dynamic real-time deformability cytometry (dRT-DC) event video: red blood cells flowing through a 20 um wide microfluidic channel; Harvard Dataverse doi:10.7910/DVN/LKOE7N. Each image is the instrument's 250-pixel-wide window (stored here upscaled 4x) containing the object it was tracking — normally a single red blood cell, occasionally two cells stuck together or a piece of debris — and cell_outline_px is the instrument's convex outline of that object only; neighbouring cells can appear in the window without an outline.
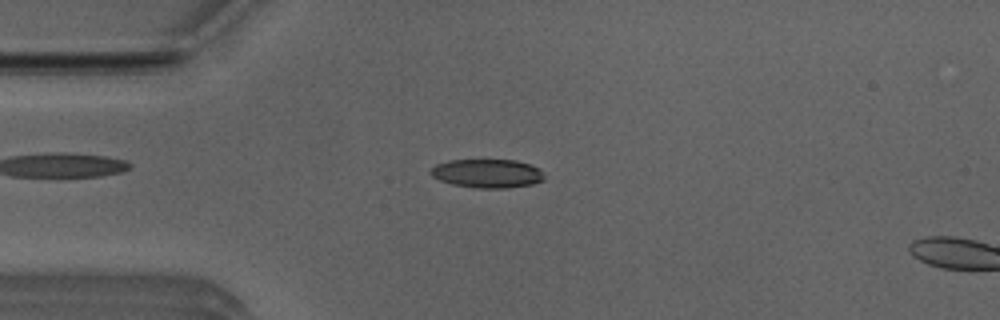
{"species": "Egyptian fruit bat (a non-hibernating species)", "species_latin": "Rousettus aegyptiacus", "temperature_condition": "room temperature", "stored_images_in_passage": 42, "camera_frame_rate_fps": 3000, "um_per_image_px": 0.085, "animal": {"sex": "male"}, "frame": {"image": 1, "passage_image": 11, "time_ms": 3.333, "image_size_px": [1000, 320], "cell_outline_px": [[544, 180], [532, 184], [508, 188], [476, 188], [452, 184], [440, 180], [432, 176], [428, 172], [436, 164], [448, 160], [516, 160], [540, 168], [544, 176]], "centroid_in_image_um": [41.41, 14.74], "position_along_channel_um": 43.6, "area_um2": 19.07}}
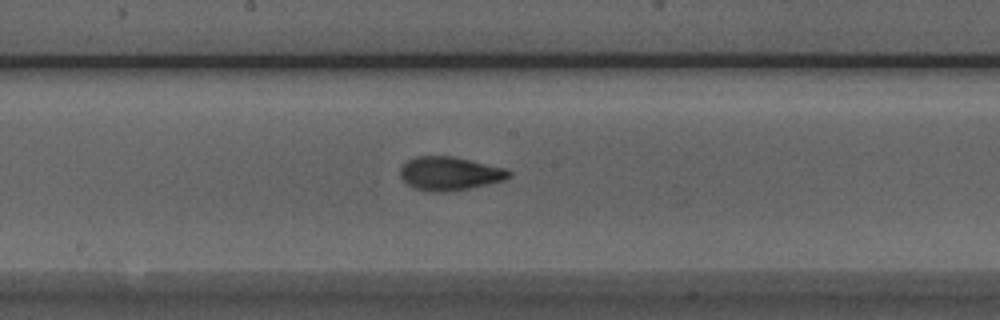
{"frame": {"image": 2, "passage_image": 25, "time_ms": 8.0, "image_size_px": [1000, 320], "cell_outline_px": [[512, 176], [504, 180], [488, 184], [468, 188], [444, 192], [428, 192], [412, 188], [400, 176], [400, 168], [408, 160], [416, 156], [452, 156], [504, 168], [512, 172]], "centroid_in_image_um": [38.2, 14.76], "position_along_channel_um": 210.0, "area_um2": 21.21}}
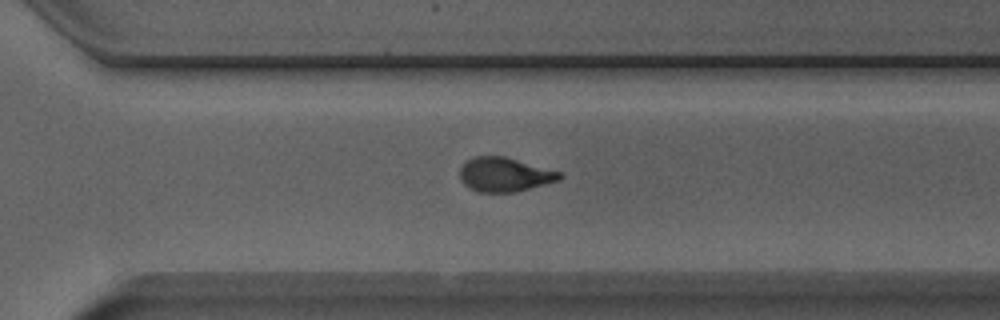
{"frame": {"image": 3, "passage_image": 34, "time_ms": 11.0, "image_size_px": [1000, 320], "cell_outline_px": [[564, 176], [560, 180], [516, 192], [480, 192], [468, 188], [460, 180], [460, 168], [472, 156], [504, 156], [564, 172]], "centroid_in_image_um": [42.93, 14.84], "position_along_channel_um": 327.7, "area_um2": 20.11}, "authors_computed_cell_mechanics": {"area_um2": 19.8832, "velocity_mm_per_s": 3.9426, "shape_relaxation_time_tau1_ms": 4.2016, "shape_relaxation_time_tau2_ms": 1.6164, "deformation_change_tau1": 0.1731, "deformation_change_tau2": 0.0762}}